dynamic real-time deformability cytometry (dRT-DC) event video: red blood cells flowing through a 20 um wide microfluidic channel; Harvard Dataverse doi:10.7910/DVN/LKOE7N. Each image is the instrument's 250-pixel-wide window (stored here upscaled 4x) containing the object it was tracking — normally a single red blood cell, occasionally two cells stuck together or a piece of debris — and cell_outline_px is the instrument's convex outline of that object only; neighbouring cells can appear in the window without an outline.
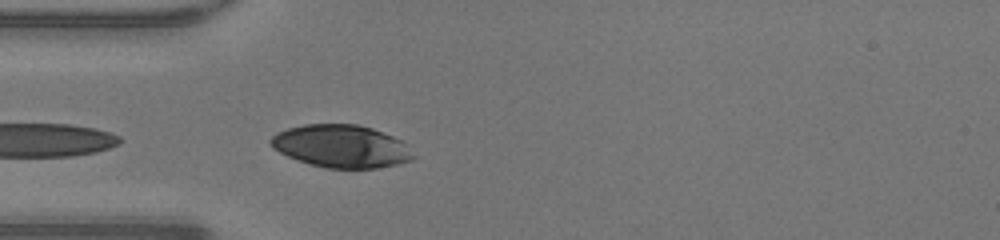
{"species": "human", "species_latin": "Homo sapiens", "temperature_condition": "warm", "stored_images_in_passage": 34, "camera_frame_rate_fps": 3000, "um_per_image_px": 0.085, "donor": {"sex": "male"}, "frame": {"image": 1, "passage_image": 1, "time_ms": 0.0, "image_size_px": [1000, 240], "cell_outline_px": [[416, 156], [412, 160], [396, 164], [376, 168], [324, 168], [296, 160], [272, 148], [268, 144], [268, 140], [276, 132], [288, 128], [304, 124], [360, 124], [372, 128], [392, 136], [408, 144]], "centroid_in_image_um": [28.99, 12.43], "position_along_channel_um": 56.0, "area_um2": 35.78}}
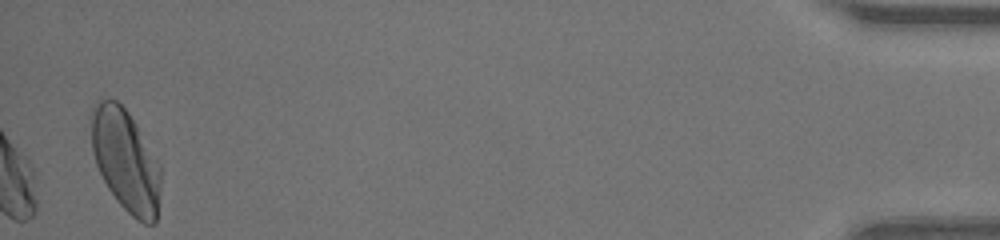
{"frame": {"image": 2, "passage_image": 34, "time_ms": 11.0, "image_size_px": [1000, 240], "cell_outline_px": [[160, 188], [156, 224], [144, 224], [136, 220], [116, 200], [108, 188], [96, 164], [92, 152], [88, 116], [92, 104], [100, 100], [116, 100], [128, 112], [136, 124], [160, 164]], "centroid_in_image_um": [10.64, 13.62], "position_along_channel_um": 424.6, "area_um2": 41.85}, "authors_computed_cell_mechanics": {"area_um2": 32.4258, "velocity_mm_per_s": 4.2962, "shape_relaxation_time_tau1_ms": 2.031, "shape_relaxation_time_tau2_ms": 0.841, "deformation_change_tau1": 0.1106, "deformation_change_tau2": 0.0477}}